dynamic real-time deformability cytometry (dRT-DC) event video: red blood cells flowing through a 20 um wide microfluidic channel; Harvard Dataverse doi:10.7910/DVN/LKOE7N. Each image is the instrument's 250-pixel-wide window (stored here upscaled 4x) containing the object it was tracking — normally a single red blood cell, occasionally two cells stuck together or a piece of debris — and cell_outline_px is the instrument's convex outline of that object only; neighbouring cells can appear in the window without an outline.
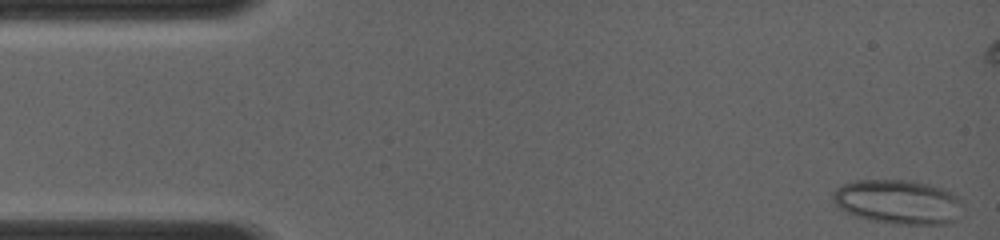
{"species": "common noctule bat (a hibernating species)", "species_latin": "Nyctalus noctula", "temperature_condition": "room temperature", "stored_images_in_passage": 11, "camera_frame_rate_fps": 4000, "um_per_image_px": 0.085, "animal": {"sex": "female", "body_mass_g": 19.0, "forearm_length_mm": 56.7}, "frame": {"image": 1, "passage_image": 1, "time_ms": 0.0, "image_size_px": [1000, 240], "cell_outline_px": [[964, 216], [948, 224], [896, 224], [856, 216], [840, 208], [832, 200], [832, 192], [840, 184], [856, 180], [916, 180], [944, 188], [960, 196], [964, 204]], "centroid_in_image_um": [76.44, 17.15], "position_along_channel_um": 8.6, "area_um2": 34.33}}